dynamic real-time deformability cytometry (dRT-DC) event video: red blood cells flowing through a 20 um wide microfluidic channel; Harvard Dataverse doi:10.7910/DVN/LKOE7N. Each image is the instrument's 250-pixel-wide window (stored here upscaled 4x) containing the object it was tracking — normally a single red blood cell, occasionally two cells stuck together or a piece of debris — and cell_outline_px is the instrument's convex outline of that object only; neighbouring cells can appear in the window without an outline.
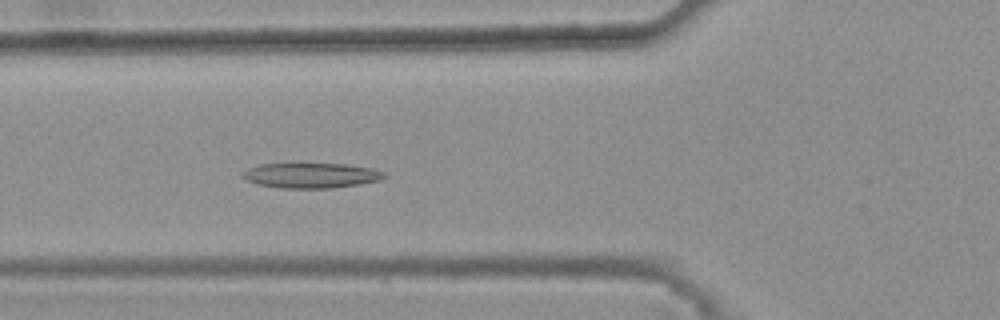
{"species": "common noctule bat (a hibernating species)", "species_latin": "Nyctalus noctula", "temperature_condition": "warm", "stored_images_in_passage": 43, "camera_frame_rate_fps": 3000, "um_per_image_px": 0.085, "animal": {"sex": "female", "body_mass_g": 25.1}, "frame": {"image": 1, "passage_image": 18, "time_ms": 5.667, "image_size_px": [1000, 320], "cell_outline_px": [[388, 176], [380, 180], [332, 188], [280, 188], [256, 184], [240, 176], [240, 172], [248, 168], [260, 164], [344, 164], [372, 168], [384, 172]], "centroid_in_image_um": [26.41, 14.91], "position_along_channel_um": 99.4, "area_um2": 20.69}}
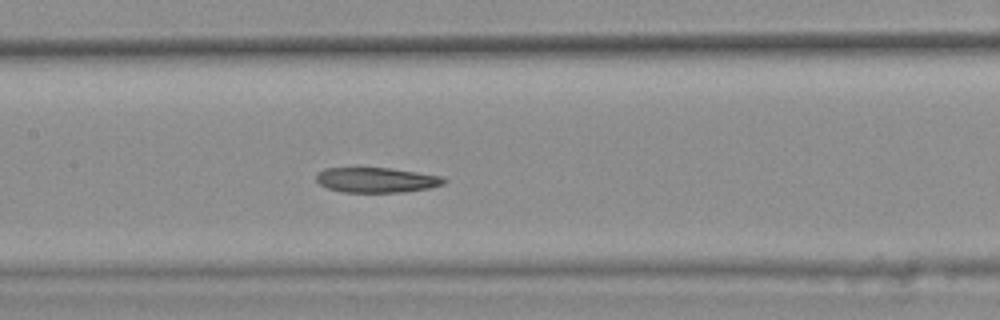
{"frame": {"image": 2, "passage_image": 24, "time_ms": 7.667, "image_size_px": [1000, 320], "cell_outline_px": [[448, 180], [444, 184], [428, 188], [404, 192], [344, 192], [328, 188], [320, 184], [316, 180], [316, 172], [324, 168], [388, 168], [416, 172], [440, 176]], "centroid_in_image_um": [31.98, 15.3], "position_along_channel_um": 175.4, "area_um2": 18.55}}
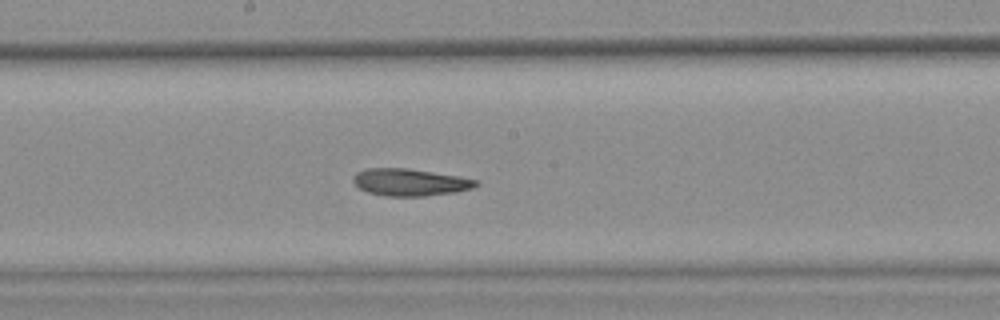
{"frame": {"image": 3, "passage_image": 27, "time_ms": 8.667, "image_size_px": [1000, 320], "cell_outline_px": [[480, 184], [472, 188], [452, 192], [424, 196], [384, 196], [368, 192], [360, 188], [352, 180], [352, 176], [356, 172], [368, 168], [408, 168], [480, 180]], "centroid_in_image_um": [34.83, 15.49], "position_along_channel_um": 213.4, "area_um2": 19.31}, "authors_computed_cell_mechanics": {"area_um2": 20.3456, "velocity_mm_per_s": 3.801, "shape_relaxation_time_tau1_ms": null, "shape_relaxation_time_tau2_ms": 5.0341, "deformation_change_tau1": null, "deformation_change_tau2": 0.1213}}